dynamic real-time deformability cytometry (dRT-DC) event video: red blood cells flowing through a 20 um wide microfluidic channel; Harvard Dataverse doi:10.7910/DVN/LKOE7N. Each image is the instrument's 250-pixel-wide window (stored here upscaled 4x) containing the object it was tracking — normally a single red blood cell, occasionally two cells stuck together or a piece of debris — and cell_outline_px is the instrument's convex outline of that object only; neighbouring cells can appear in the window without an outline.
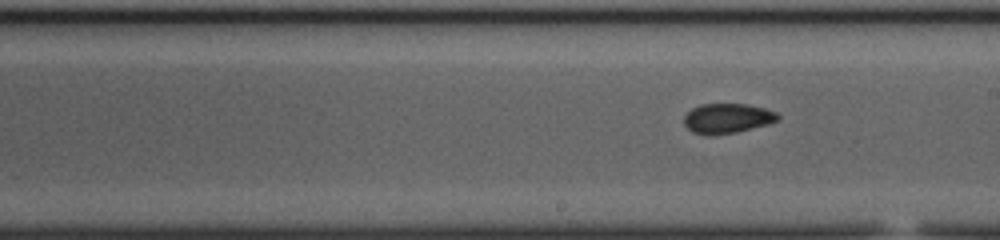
{"species": "common noctule bat (a hibernating species)", "species_latin": "Nyctalus noctula", "temperature_condition": "cold", "stored_images_in_passage": 24, "segment_of_instrument_passage": [2, 2], "camera_frame_rate_fps": 3000, "um_per_image_px": 0.085, "animal": {"sex": "female", "body_mass_g": 23.0, "forearm_length_mm": 53.4}, "frame": {"image": 1, "passage_image": 24, "time_ms": 7.667, "image_size_px": [1000, 240], "cell_outline_px": [[780, 120], [768, 124], [736, 132], [712, 136], [692, 132], [684, 124], [684, 116], [692, 108], [700, 104], [748, 104], [764, 108], [776, 112], [780, 116]], "centroid_in_image_um": [61.83, 10.06], "position_along_channel_um": 227.2, "area_um2": 16.42}}